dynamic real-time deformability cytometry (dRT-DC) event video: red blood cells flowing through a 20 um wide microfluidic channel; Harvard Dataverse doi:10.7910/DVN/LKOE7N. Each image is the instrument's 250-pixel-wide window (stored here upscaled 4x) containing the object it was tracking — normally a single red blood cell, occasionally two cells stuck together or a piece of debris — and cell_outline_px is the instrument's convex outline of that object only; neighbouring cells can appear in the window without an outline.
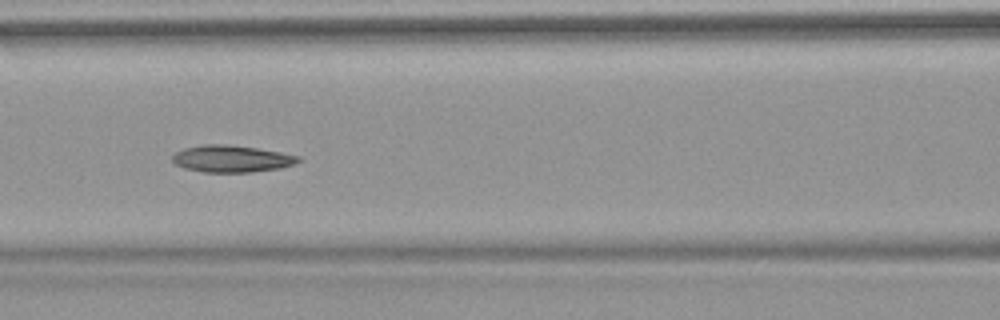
{"species": "common noctule bat (a hibernating species)", "species_latin": "Nyctalus noctula", "temperature_condition": "warm", "stored_images_in_passage": 8, "camera_frame_rate_fps": 3000, "um_per_image_px": 0.085, "animal": {"sex": "female", "body_mass_g": 18.4}, "frame": {"image": 1, "passage_image": 6, "time_ms": 6.667, "image_size_px": [1000, 320], "cell_outline_px": [[300, 160], [296, 164], [280, 168], [252, 172], [204, 172], [184, 168], [176, 164], [172, 160], [172, 156], [176, 152], [184, 148], [200, 144], [228, 144], [256, 148], [280, 152], [300, 156]], "centroid_in_image_um": [19.68, 13.49], "position_along_channel_um": 146.9, "area_um2": 19.83}}
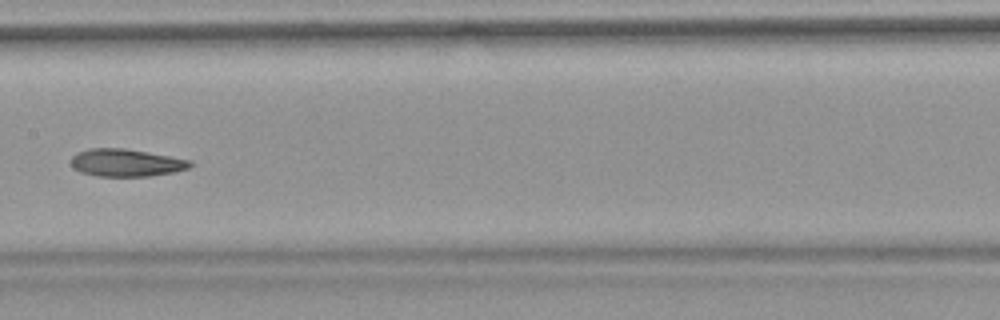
{"frame": {"image": 2, "passage_image": 7, "time_ms": 8.0, "image_size_px": [1000, 320], "cell_outline_px": [[192, 164], [188, 168], [172, 172], [148, 176], [96, 176], [80, 172], [72, 168], [72, 156], [76, 152], [88, 148], [124, 148], [148, 152], [192, 160]], "centroid_in_image_um": [10.68, 13.82], "position_along_channel_um": 196.7, "area_um2": 19.13}}